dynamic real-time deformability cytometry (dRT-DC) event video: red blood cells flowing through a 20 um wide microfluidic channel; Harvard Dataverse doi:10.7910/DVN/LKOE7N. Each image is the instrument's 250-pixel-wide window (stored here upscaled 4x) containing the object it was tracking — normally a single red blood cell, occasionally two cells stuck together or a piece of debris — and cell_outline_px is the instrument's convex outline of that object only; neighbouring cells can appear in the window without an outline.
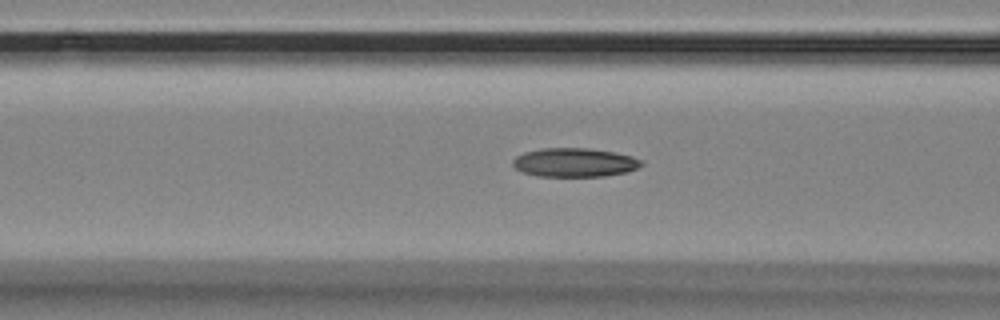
{"species": "Egyptian fruit bat (a non-hibernating species)", "species_latin": "Rousettus aegyptiacus", "temperature_condition": "room temperature", "stored_images_in_passage": 53, "camera_frame_rate_fps": 3000, "um_per_image_px": 0.085, "animal": {"sex": "female"}, "frame": {"image": 1, "passage_image": 19, "time_ms": 6.0, "image_size_px": [1000, 320], "cell_outline_px": [[644, 164], [628, 172], [604, 176], [536, 176], [520, 172], [512, 164], [512, 160], [516, 156], [524, 152], [540, 148], [588, 148], [612, 152], [632, 156], [640, 160]], "centroid_in_image_um": [48.79, 13.81], "position_along_channel_um": 117.8, "area_um2": 21.68}}
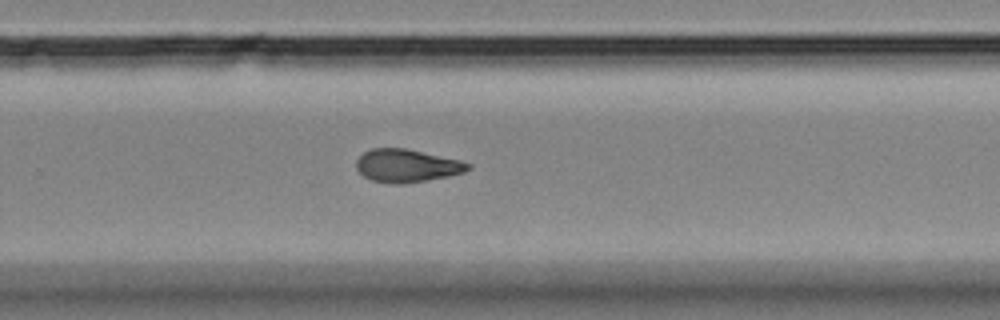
{"frame": {"image": 2, "passage_image": 34, "time_ms": 11.0, "image_size_px": [1000, 320], "cell_outline_px": [[472, 168], [464, 172], [448, 176], [404, 184], [396, 184], [372, 180], [364, 176], [356, 168], [356, 160], [364, 152], [372, 148], [404, 148], [460, 160], [472, 164]], "centroid_in_image_um": [34.59, 14.08], "position_along_channel_um": 295.2, "area_um2": 21.33}}
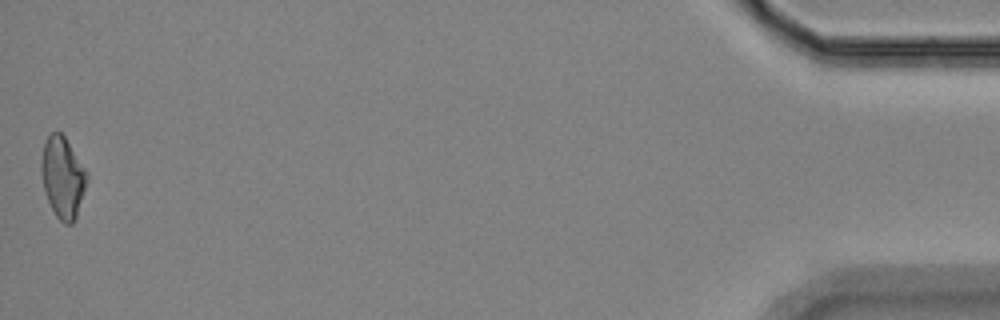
{"frame": {"image": 3, "passage_image": 53, "time_ms": 17.333, "image_size_px": [1000, 320], "cell_outline_px": [[88, 180], [76, 216], [72, 224], [64, 224], [56, 216], [48, 200], [44, 188], [40, 172], [40, 160], [44, 144], [48, 136], [52, 132], [60, 132], [64, 136], [88, 172]], "centroid_in_image_um": [5.33, 15.06], "position_along_channel_um": 429.9, "area_um2": 21.5}, "authors_computed_cell_mechanics": {"area_um2": 21.3282, "velocity_mm_per_s": 3.5471, "shape_relaxation_time_tau1_ms": null, "shape_relaxation_time_tau2_ms": 4.7526, "deformation_change_tau1": null, "deformation_change_tau2": 0.1221}}